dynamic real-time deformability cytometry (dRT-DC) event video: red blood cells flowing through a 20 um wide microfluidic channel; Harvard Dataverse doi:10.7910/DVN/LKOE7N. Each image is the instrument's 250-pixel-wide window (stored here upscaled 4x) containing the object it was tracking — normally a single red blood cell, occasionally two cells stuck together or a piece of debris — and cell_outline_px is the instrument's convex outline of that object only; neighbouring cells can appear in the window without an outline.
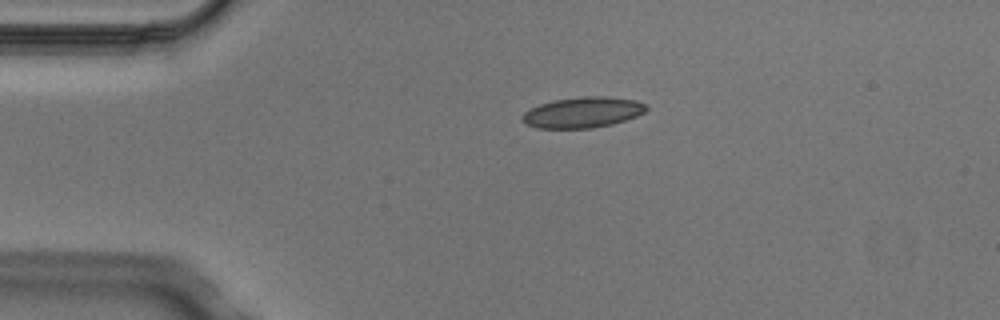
{"species": "Egyptian fruit bat (a non-hibernating species)", "species_latin": "Rousettus aegyptiacus", "temperature_condition": "cold", "stored_images_in_passage": 2, "camera_frame_rate_fps": 3000, "um_per_image_px": 0.085, "animal": {"sex": "male"}, "frame": {"image": 1, "passage_image": 1, "time_ms": 0.0, "image_size_px": [1000, 320], "cell_outline_px": [[648, 108], [644, 112], [636, 116], [612, 124], [592, 128], [536, 128], [528, 124], [520, 116], [524, 112], [540, 104], [552, 100], [584, 96], [604, 96], [636, 100], [644, 104]], "centroid_in_image_um": [49.53, 9.55], "position_along_channel_um": 35.5, "area_um2": 22.02}}